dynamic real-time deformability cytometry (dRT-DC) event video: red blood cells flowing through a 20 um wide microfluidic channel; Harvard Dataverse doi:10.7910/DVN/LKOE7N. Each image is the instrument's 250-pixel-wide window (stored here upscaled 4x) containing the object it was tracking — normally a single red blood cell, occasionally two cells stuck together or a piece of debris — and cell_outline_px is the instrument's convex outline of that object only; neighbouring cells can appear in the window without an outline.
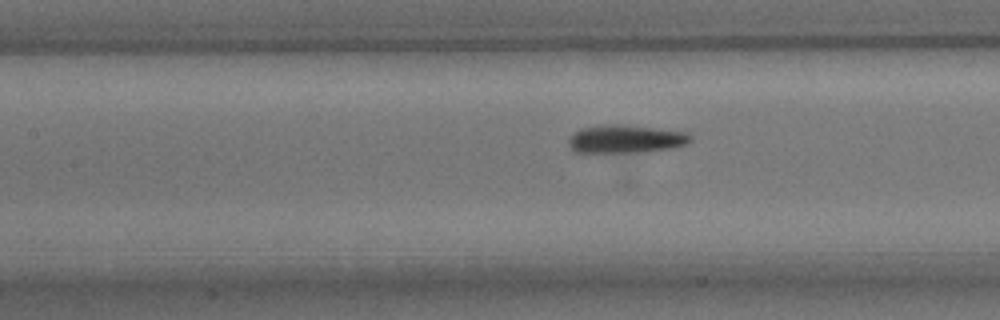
{"species": "common noctule bat (a hibernating species)", "species_latin": "Nyctalus noctula", "temperature_condition": "room temperature", "stored_images_in_passage": 47, "camera_frame_rate_fps": 3000, "um_per_image_px": 0.085, "animal": {"sex": "male", "body_mass_g": 15.6}, "frame": {"image": 1, "passage_image": 17, "time_ms": 5.333, "image_size_px": [1000, 320], "cell_outline_px": [[692, 140], [688, 144], [672, 148], [640, 152], [576, 152], [568, 144], [568, 140], [580, 128], [600, 124], [620, 124], [688, 132], [692, 136]], "centroid_in_image_um": [53.22, 11.8], "position_along_channel_um": 154.2, "area_um2": 20.0}}
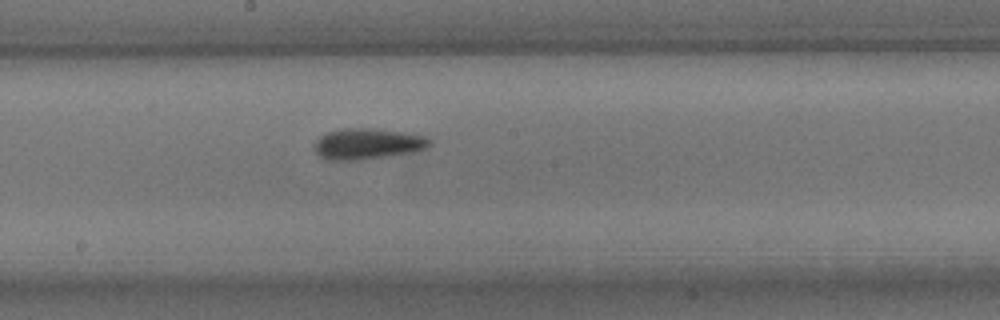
{"frame": {"image": 2, "passage_image": 22, "time_ms": 7.0, "image_size_px": [1000, 320], "cell_outline_px": [[432, 144], [424, 148], [412, 152], [356, 160], [324, 160], [316, 152], [316, 140], [320, 136], [328, 132], [344, 128], [372, 128], [400, 132], [424, 136], [432, 140]], "centroid_in_image_um": [31.22, 12.22], "position_along_channel_um": 217.0, "area_um2": 20.4}}